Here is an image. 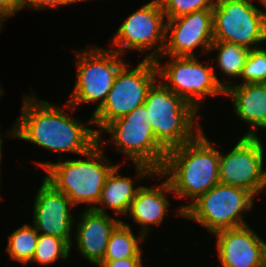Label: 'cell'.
<instances>
[{
  "instance_id": "26",
  "label": "cell",
  "mask_w": 266,
  "mask_h": 267,
  "mask_svg": "<svg viewBox=\"0 0 266 267\" xmlns=\"http://www.w3.org/2000/svg\"><path fill=\"white\" fill-rule=\"evenodd\" d=\"M83 2L82 0H18L20 10L23 8H29L34 10H57V8L68 5Z\"/></svg>"
},
{
  "instance_id": "24",
  "label": "cell",
  "mask_w": 266,
  "mask_h": 267,
  "mask_svg": "<svg viewBox=\"0 0 266 267\" xmlns=\"http://www.w3.org/2000/svg\"><path fill=\"white\" fill-rule=\"evenodd\" d=\"M240 78L245 83H266V49H250Z\"/></svg>"
},
{
  "instance_id": "4",
  "label": "cell",
  "mask_w": 266,
  "mask_h": 267,
  "mask_svg": "<svg viewBox=\"0 0 266 267\" xmlns=\"http://www.w3.org/2000/svg\"><path fill=\"white\" fill-rule=\"evenodd\" d=\"M145 104L138 106L129 114L107 124L98 133L101 143L103 132L110 133V141L116 150L131 159L136 167V177H156L163 167L167 150L156 140L149 124Z\"/></svg>"
},
{
  "instance_id": "29",
  "label": "cell",
  "mask_w": 266,
  "mask_h": 267,
  "mask_svg": "<svg viewBox=\"0 0 266 267\" xmlns=\"http://www.w3.org/2000/svg\"><path fill=\"white\" fill-rule=\"evenodd\" d=\"M1 132H0V165H1V161H2V144H3V140H2V138H1ZM0 172H1V166H0ZM0 178H1V173H0ZM1 180V179H0Z\"/></svg>"
},
{
  "instance_id": "3",
  "label": "cell",
  "mask_w": 266,
  "mask_h": 267,
  "mask_svg": "<svg viewBox=\"0 0 266 267\" xmlns=\"http://www.w3.org/2000/svg\"><path fill=\"white\" fill-rule=\"evenodd\" d=\"M101 147L103 145L97 143L85 153L83 156L88 159L33 162L45 170L44 179L57 191L63 192L73 206L85 203L90 204L89 209H94L107 176L116 166L104 155Z\"/></svg>"
},
{
  "instance_id": "2",
  "label": "cell",
  "mask_w": 266,
  "mask_h": 267,
  "mask_svg": "<svg viewBox=\"0 0 266 267\" xmlns=\"http://www.w3.org/2000/svg\"><path fill=\"white\" fill-rule=\"evenodd\" d=\"M215 144V145H213ZM202 131L194 140L170 149L156 177L169 181L174 197L191 199L178 208V216L201 195L219 184V149Z\"/></svg>"
},
{
  "instance_id": "16",
  "label": "cell",
  "mask_w": 266,
  "mask_h": 267,
  "mask_svg": "<svg viewBox=\"0 0 266 267\" xmlns=\"http://www.w3.org/2000/svg\"><path fill=\"white\" fill-rule=\"evenodd\" d=\"M76 224V249L81 256L94 265H98L105 256L111 232L121 222L109 213L94 209L82 210Z\"/></svg>"
},
{
  "instance_id": "22",
  "label": "cell",
  "mask_w": 266,
  "mask_h": 267,
  "mask_svg": "<svg viewBox=\"0 0 266 267\" xmlns=\"http://www.w3.org/2000/svg\"><path fill=\"white\" fill-rule=\"evenodd\" d=\"M39 233L34 226L22 225L8 236L6 252L9 257L22 264H29L35 253Z\"/></svg>"
},
{
  "instance_id": "6",
  "label": "cell",
  "mask_w": 266,
  "mask_h": 267,
  "mask_svg": "<svg viewBox=\"0 0 266 267\" xmlns=\"http://www.w3.org/2000/svg\"><path fill=\"white\" fill-rule=\"evenodd\" d=\"M76 53V82L67 102L73 107L85 103L97 104L94 112L105 102L116 75L127 63L124 55L108 48L90 45Z\"/></svg>"
},
{
  "instance_id": "8",
  "label": "cell",
  "mask_w": 266,
  "mask_h": 267,
  "mask_svg": "<svg viewBox=\"0 0 266 267\" xmlns=\"http://www.w3.org/2000/svg\"><path fill=\"white\" fill-rule=\"evenodd\" d=\"M161 57L170 60L161 65ZM155 63L159 80L198 111L206 96L216 97L220 94L224 96L225 89L234 84L232 81L219 80L215 75L214 67L209 65V61L204 65L199 61L198 56H159Z\"/></svg>"
},
{
  "instance_id": "18",
  "label": "cell",
  "mask_w": 266,
  "mask_h": 267,
  "mask_svg": "<svg viewBox=\"0 0 266 267\" xmlns=\"http://www.w3.org/2000/svg\"><path fill=\"white\" fill-rule=\"evenodd\" d=\"M167 192L171 194L172 189L169 181L166 179L160 182L159 185L155 184L153 187L142 185L136 197L132 200L126 215L141 225V231L139 232L144 237H148L152 225L159 226L163 223L170 206Z\"/></svg>"
},
{
  "instance_id": "31",
  "label": "cell",
  "mask_w": 266,
  "mask_h": 267,
  "mask_svg": "<svg viewBox=\"0 0 266 267\" xmlns=\"http://www.w3.org/2000/svg\"><path fill=\"white\" fill-rule=\"evenodd\" d=\"M1 85V84H0ZM4 89L2 88V86H0V98H1V95L4 93L3 91Z\"/></svg>"
},
{
  "instance_id": "11",
  "label": "cell",
  "mask_w": 266,
  "mask_h": 267,
  "mask_svg": "<svg viewBox=\"0 0 266 267\" xmlns=\"http://www.w3.org/2000/svg\"><path fill=\"white\" fill-rule=\"evenodd\" d=\"M166 18L159 0L145 3L120 24L113 35L112 50L126 55V49L144 54L143 59L156 60L162 55L165 46Z\"/></svg>"
},
{
  "instance_id": "14",
  "label": "cell",
  "mask_w": 266,
  "mask_h": 267,
  "mask_svg": "<svg viewBox=\"0 0 266 267\" xmlns=\"http://www.w3.org/2000/svg\"><path fill=\"white\" fill-rule=\"evenodd\" d=\"M34 198L32 225L36 231L58 237L70 247L74 246L71 233L76 219L71 212L74 207L71 200L44 178Z\"/></svg>"
},
{
  "instance_id": "9",
  "label": "cell",
  "mask_w": 266,
  "mask_h": 267,
  "mask_svg": "<svg viewBox=\"0 0 266 267\" xmlns=\"http://www.w3.org/2000/svg\"><path fill=\"white\" fill-rule=\"evenodd\" d=\"M158 80L155 60L142 59L135 68L126 63L117 73L105 102L92 113L93 124L100 127L95 129L97 134L110 122L143 105L149 89Z\"/></svg>"
},
{
  "instance_id": "27",
  "label": "cell",
  "mask_w": 266,
  "mask_h": 267,
  "mask_svg": "<svg viewBox=\"0 0 266 267\" xmlns=\"http://www.w3.org/2000/svg\"><path fill=\"white\" fill-rule=\"evenodd\" d=\"M97 267H144L142 258H123L117 260H102Z\"/></svg>"
},
{
  "instance_id": "23",
  "label": "cell",
  "mask_w": 266,
  "mask_h": 267,
  "mask_svg": "<svg viewBox=\"0 0 266 267\" xmlns=\"http://www.w3.org/2000/svg\"><path fill=\"white\" fill-rule=\"evenodd\" d=\"M71 249L63 239L39 234L31 263L37 262L45 266L53 264L59 259L66 260L70 256Z\"/></svg>"
},
{
  "instance_id": "15",
  "label": "cell",
  "mask_w": 266,
  "mask_h": 267,
  "mask_svg": "<svg viewBox=\"0 0 266 267\" xmlns=\"http://www.w3.org/2000/svg\"><path fill=\"white\" fill-rule=\"evenodd\" d=\"M213 235L222 267H266V241L249 224Z\"/></svg>"
},
{
  "instance_id": "13",
  "label": "cell",
  "mask_w": 266,
  "mask_h": 267,
  "mask_svg": "<svg viewBox=\"0 0 266 267\" xmlns=\"http://www.w3.org/2000/svg\"><path fill=\"white\" fill-rule=\"evenodd\" d=\"M171 33V34H170ZM214 41L212 10H200L166 20L165 46L161 56L197 57L209 52Z\"/></svg>"
},
{
  "instance_id": "30",
  "label": "cell",
  "mask_w": 266,
  "mask_h": 267,
  "mask_svg": "<svg viewBox=\"0 0 266 267\" xmlns=\"http://www.w3.org/2000/svg\"><path fill=\"white\" fill-rule=\"evenodd\" d=\"M253 1H255V0H253ZM262 5H263V7L265 8L264 10H266V0H258ZM265 13H266V11H265Z\"/></svg>"
},
{
  "instance_id": "19",
  "label": "cell",
  "mask_w": 266,
  "mask_h": 267,
  "mask_svg": "<svg viewBox=\"0 0 266 267\" xmlns=\"http://www.w3.org/2000/svg\"><path fill=\"white\" fill-rule=\"evenodd\" d=\"M120 165L116 164L107 176L94 210L107 213L105 208H108L112 209L117 216L127 214L132 200L142 185L135 186L134 180L130 176L120 174Z\"/></svg>"
},
{
  "instance_id": "10",
  "label": "cell",
  "mask_w": 266,
  "mask_h": 267,
  "mask_svg": "<svg viewBox=\"0 0 266 267\" xmlns=\"http://www.w3.org/2000/svg\"><path fill=\"white\" fill-rule=\"evenodd\" d=\"M253 0H216L212 9L214 41L258 48L266 42V13ZM255 45V46H254Z\"/></svg>"
},
{
  "instance_id": "20",
  "label": "cell",
  "mask_w": 266,
  "mask_h": 267,
  "mask_svg": "<svg viewBox=\"0 0 266 267\" xmlns=\"http://www.w3.org/2000/svg\"><path fill=\"white\" fill-rule=\"evenodd\" d=\"M146 239L142 234L135 237L130 225L121 222L111 232L103 260L142 258L141 243Z\"/></svg>"
},
{
  "instance_id": "7",
  "label": "cell",
  "mask_w": 266,
  "mask_h": 267,
  "mask_svg": "<svg viewBox=\"0 0 266 267\" xmlns=\"http://www.w3.org/2000/svg\"><path fill=\"white\" fill-rule=\"evenodd\" d=\"M256 197L248 190L219 183L201 195L185 211L184 218L201 224L211 234L247 225L243 212L254 207Z\"/></svg>"
},
{
  "instance_id": "1",
  "label": "cell",
  "mask_w": 266,
  "mask_h": 267,
  "mask_svg": "<svg viewBox=\"0 0 266 267\" xmlns=\"http://www.w3.org/2000/svg\"><path fill=\"white\" fill-rule=\"evenodd\" d=\"M67 108L72 111L76 109L68 102L60 107L40 100L33 93L25 94L19 120L6 132L7 137L32 142L51 152H60L59 159H63V154L68 152L83 156L98 143L96 130L86 126L93 124L92 116L87 122H81V119L68 115Z\"/></svg>"
},
{
  "instance_id": "21",
  "label": "cell",
  "mask_w": 266,
  "mask_h": 267,
  "mask_svg": "<svg viewBox=\"0 0 266 267\" xmlns=\"http://www.w3.org/2000/svg\"><path fill=\"white\" fill-rule=\"evenodd\" d=\"M212 51H218L216 64L224 75L240 78L250 49L224 41H213L209 53Z\"/></svg>"
},
{
  "instance_id": "32",
  "label": "cell",
  "mask_w": 266,
  "mask_h": 267,
  "mask_svg": "<svg viewBox=\"0 0 266 267\" xmlns=\"http://www.w3.org/2000/svg\"><path fill=\"white\" fill-rule=\"evenodd\" d=\"M2 28H3L2 27V21L0 20V31H1Z\"/></svg>"
},
{
  "instance_id": "28",
  "label": "cell",
  "mask_w": 266,
  "mask_h": 267,
  "mask_svg": "<svg viewBox=\"0 0 266 267\" xmlns=\"http://www.w3.org/2000/svg\"><path fill=\"white\" fill-rule=\"evenodd\" d=\"M18 11H21L18 0H0V20L3 23Z\"/></svg>"
},
{
  "instance_id": "5",
  "label": "cell",
  "mask_w": 266,
  "mask_h": 267,
  "mask_svg": "<svg viewBox=\"0 0 266 267\" xmlns=\"http://www.w3.org/2000/svg\"><path fill=\"white\" fill-rule=\"evenodd\" d=\"M144 104L156 140L167 151L194 140L203 131L198 110L161 81L149 89Z\"/></svg>"
},
{
  "instance_id": "25",
  "label": "cell",
  "mask_w": 266,
  "mask_h": 267,
  "mask_svg": "<svg viewBox=\"0 0 266 267\" xmlns=\"http://www.w3.org/2000/svg\"><path fill=\"white\" fill-rule=\"evenodd\" d=\"M166 20L200 10H212L216 0H159Z\"/></svg>"
},
{
  "instance_id": "17",
  "label": "cell",
  "mask_w": 266,
  "mask_h": 267,
  "mask_svg": "<svg viewBox=\"0 0 266 267\" xmlns=\"http://www.w3.org/2000/svg\"><path fill=\"white\" fill-rule=\"evenodd\" d=\"M225 95L233 101L235 116L250 127L244 136H257V128L266 130V83H234Z\"/></svg>"
},
{
  "instance_id": "12",
  "label": "cell",
  "mask_w": 266,
  "mask_h": 267,
  "mask_svg": "<svg viewBox=\"0 0 266 267\" xmlns=\"http://www.w3.org/2000/svg\"><path fill=\"white\" fill-rule=\"evenodd\" d=\"M257 136L239 138L233 149L222 154L219 150V182L244 188L255 197L266 189L265 148Z\"/></svg>"
}]
</instances>
